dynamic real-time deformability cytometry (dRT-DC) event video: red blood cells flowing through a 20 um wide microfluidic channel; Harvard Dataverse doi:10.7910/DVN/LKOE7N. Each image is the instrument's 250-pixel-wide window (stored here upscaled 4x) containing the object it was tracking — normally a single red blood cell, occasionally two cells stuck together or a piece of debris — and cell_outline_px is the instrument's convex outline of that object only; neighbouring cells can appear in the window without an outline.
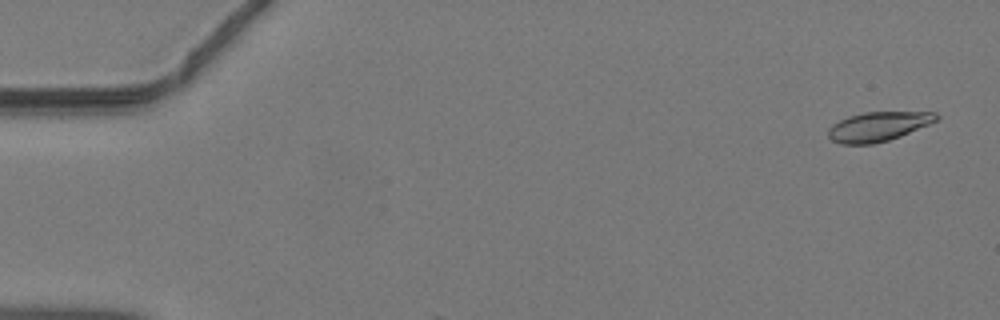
{"species": "common noctule bat (a hibernating species)", "species_latin": "Nyctalus noctula", "temperature_condition": "warm", "stored_images_in_passage": 4, "camera_frame_rate_fps": 3000, "um_per_image_px": 0.085, "animal": {"sex": "male", "body_mass_g": 19.2, "forearm_length_mm": 51.8}, "frame": {"image": 1, "passage_image": 2, "time_ms": 0.333, "image_size_px": [1000, 320], "cell_outline_px": [[940, 116], [936, 120], [928, 124], [900, 136], [888, 140], [872, 144], [840, 144], [832, 140], [828, 136], [828, 128], [832, 124], [848, 116], [864, 112], [936, 112]], "centroid_in_image_um": [74.61, 10.75], "position_along_channel_um": 10.4, "area_um2": 18.38}}